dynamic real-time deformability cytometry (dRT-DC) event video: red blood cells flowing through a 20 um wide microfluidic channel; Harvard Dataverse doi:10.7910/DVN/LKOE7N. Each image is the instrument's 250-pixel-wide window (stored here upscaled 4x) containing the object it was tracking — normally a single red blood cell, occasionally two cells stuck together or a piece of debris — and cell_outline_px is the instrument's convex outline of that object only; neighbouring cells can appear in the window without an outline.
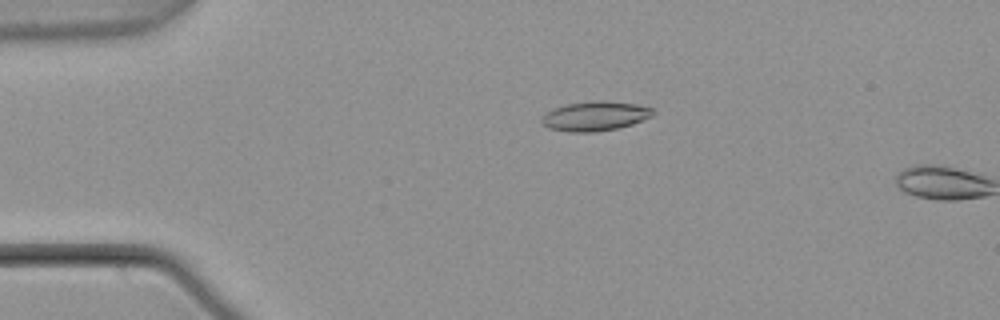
{"species": "common noctule bat (a hibernating species)", "species_latin": "Nyctalus noctula", "temperature_condition": "warm", "stored_images_in_passage": 5, "camera_frame_rate_fps": 3000, "um_per_image_px": 0.085, "animal": {"sex": "male", "body_mass_g": 21.5, "forearm_length_mm": 52.0}, "frame": {"image": 1, "passage_image": 4, "time_ms": 1.0, "image_size_px": [1000, 320], "cell_outline_px": [[656, 112], [652, 116], [632, 124], [616, 128], [596, 132], [568, 132], [548, 128], [540, 120], [548, 112], [556, 108], [568, 104], [596, 100], [600, 100], [636, 104], [652, 108]], "centroid_in_image_um": [50.61, 9.87], "position_along_channel_um": 34.4, "area_um2": 18.9}}